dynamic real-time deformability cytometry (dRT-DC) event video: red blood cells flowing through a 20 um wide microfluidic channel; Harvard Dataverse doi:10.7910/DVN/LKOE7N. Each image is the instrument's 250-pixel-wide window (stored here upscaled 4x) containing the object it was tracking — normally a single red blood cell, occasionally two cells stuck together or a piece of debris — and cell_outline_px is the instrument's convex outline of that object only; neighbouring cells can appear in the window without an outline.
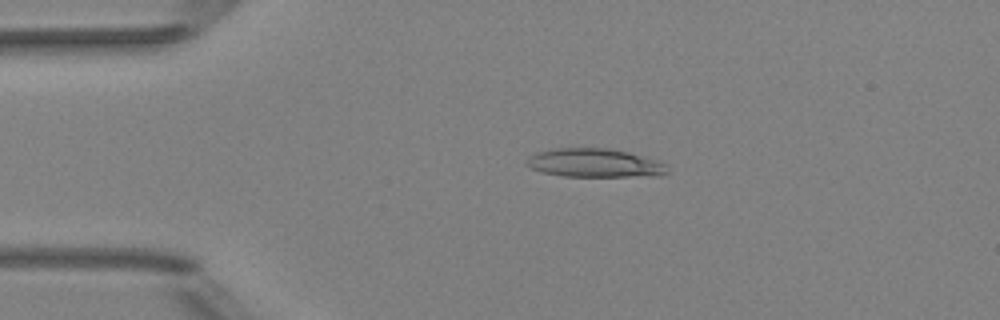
{"species": "Egyptian fruit bat (a non-hibernating species)", "species_latin": "Rousettus aegyptiacus", "temperature_condition": "room temperature", "stored_images_in_passage": 43, "camera_frame_rate_fps": 3000, "um_per_image_px": 0.085, "animal": {"sex": "female"}, "frame": {"image": 1, "passage_image": 3, "time_ms": 0.667, "image_size_px": [1000, 320], "cell_outline_px": [[668, 172], [660, 176], [564, 176], [540, 172], [524, 164], [528, 156], [536, 152], [552, 148], [608, 148], [628, 152], [660, 160], [664, 164]], "centroid_in_image_um": [50.52, 13.85], "position_along_channel_um": 34.5, "area_um2": 23.7}}
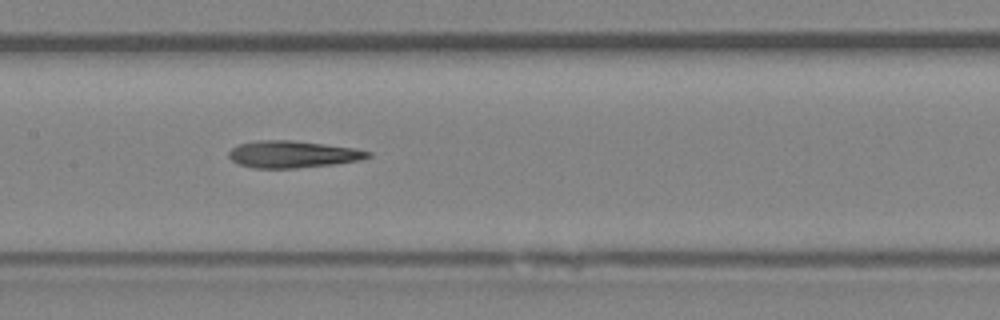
{"frame": {"image": 2, "passage_image": 17, "time_ms": 5.333, "image_size_px": [1000, 320], "cell_outline_px": [[372, 156], [360, 160], [332, 164], [296, 168], [252, 168], [240, 164], [232, 160], [228, 156], [228, 152], [236, 144], [256, 140], [296, 140], [352, 148], [372, 152]], "centroid_in_image_um": [24.84, 13.1], "position_along_channel_um": 182.6, "area_um2": 21.91}}
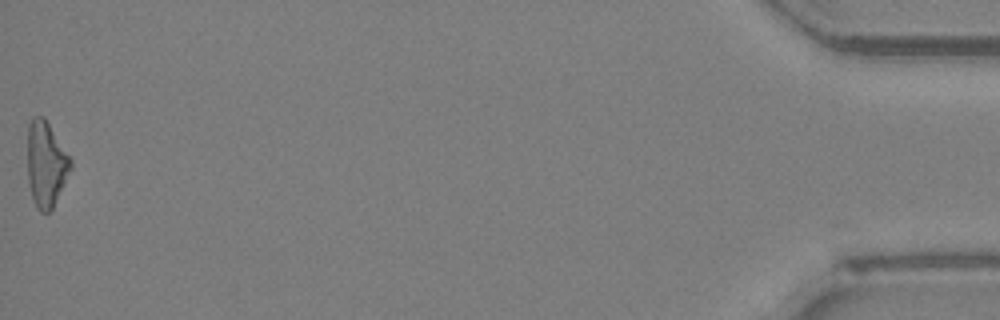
{"frame": {"image": 3, "passage_image": 43, "time_ms": 14.0, "image_size_px": [1000, 320], "cell_outline_px": [[72, 168], [52, 208], [48, 212], [40, 212], [36, 208], [32, 196], [28, 180], [28, 124], [32, 116], [44, 116], [72, 160]], "centroid_in_image_um": [3.91, 13.92], "position_along_channel_um": 431.3, "area_um2": 21.39}, "authors_computed_cell_mechanics": {"area_um2": 22.0218, "velocity_mm_per_s": 4.043, "shape_relaxation_time_tau1_ms": 7.5625, "shape_relaxation_time_tau2_ms": 5.1549, "deformation_change_tau1": 0.2113, "deformation_change_tau2": 0.1941}}